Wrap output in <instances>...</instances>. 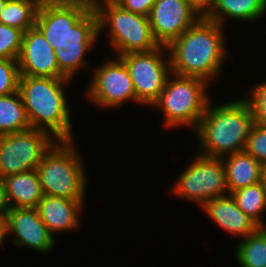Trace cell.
I'll return each instance as SVG.
<instances>
[{"mask_svg":"<svg viewBox=\"0 0 266 267\" xmlns=\"http://www.w3.org/2000/svg\"><path fill=\"white\" fill-rule=\"evenodd\" d=\"M19 66L16 59L0 60V96H6L18 91Z\"/></svg>","mask_w":266,"mask_h":267,"instance_id":"obj_25","label":"cell"},{"mask_svg":"<svg viewBox=\"0 0 266 267\" xmlns=\"http://www.w3.org/2000/svg\"><path fill=\"white\" fill-rule=\"evenodd\" d=\"M210 82L171 73L163 91L152 105L163 112L166 127L186 126L195 130L210 102L207 93Z\"/></svg>","mask_w":266,"mask_h":267,"instance_id":"obj_6","label":"cell"},{"mask_svg":"<svg viewBox=\"0 0 266 267\" xmlns=\"http://www.w3.org/2000/svg\"><path fill=\"white\" fill-rule=\"evenodd\" d=\"M253 87L245 98L252 108L255 123L266 126V81Z\"/></svg>","mask_w":266,"mask_h":267,"instance_id":"obj_27","label":"cell"},{"mask_svg":"<svg viewBox=\"0 0 266 267\" xmlns=\"http://www.w3.org/2000/svg\"><path fill=\"white\" fill-rule=\"evenodd\" d=\"M237 206L259 227H266L263 213L266 210V188L262 182L241 188L231 193Z\"/></svg>","mask_w":266,"mask_h":267,"instance_id":"obj_22","label":"cell"},{"mask_svg":"<svg viewBox=\"0 0 266 267\" xmlns=\"http://www.w3.org/2000/svg\"><path fill=\"white\" fill-rule=\"evenodd\" d=\"M70 79L20 76L18 92L31 128L48 132L55 140H74L65 87Z\"/></svg>","mask_w":266,"mask_h":267,"instance_id":"obj_4","label":"cell"},{"mask_svg":"<svg viewBox=\"0 0 266 267\" xmlns=\"http://www.w3.org/2000/svg\"><path fill=\"white\" fill-rule=\"evenodd\" d=\"M229 194L261 181L262 164L245 150L222 157Z\"/></svg>","mask_w":266,"mask_h":267,"instance_id":"obj_19","label":"cell"},{"mask_svg":"<svg viewBox=\"0 0 266 267\" xmlns=\"http://www.w3.org/2000/svg\"><path fill=\"white\" fill-rule=\"evenodd\" d=\"M192 4L204 15L216 0H190Z\"/></svg>","mask_w":266,"mask_h":267,"instance_id":"obj_31","label":"cell"},{"mask_svg":"<svg viewBox=\"0 0 266 267\" xmlns=\"http://www.w3.org/2000/svg\"><path fill=\"white\" fill-rule=\"evenodd\" d=\"M261 182L266 188V163L262 164Z\"/></svg>","mask_w":266,"mask_h":267,"instance_id":"obj_33","label":"cell"},{"mask_svg":"<svg viewBox=\"0 0 266 267\" xmlns=\"http://www.w3.org/2000/svg\"><path fill=\"white\" fill-rule=\"evenodd\" d=\"M114 59L93 70L92 81L85 91L86 98L97 107L116 109L128 101L138 103L125 63L119 57Z\"/></svg>","mask_w":266,"mask_h":267,"instance_id":"obj_11","label":"cell"},{"mask_svg":"<svg viewBox=\"0 0 266 267\" xmlns=\"http://www.w3.org/2000/svg\"><path fill=\"white\" fill-rule=\"evenodd\" d=\"M10 208H36L44 197L37 170L4 178Z\"/></svg>","mask_w":266,"mask_h":267,"instance_id":"obj_17","label":"cell"},{"mask_svg":"<svg viewBox=\"0 0 266 267\" xmlns=\"http://www.w3.org/2000/svg\"><path fill=\"white\" fill-rule=\"evenodd\" d=\"M84 201L44 195L36 208L49 232L55 235L78 228Z\"/></svg>","mask_w":266,"mask_h":267,"instance_id":"obj_16","label":"cell"},{"mask_svg":"<svg viewBox=\"0 0 266 267\" xmlns=\"http://www.w3.org/2000/svg\"><path fill=\"white\" fill-rule=\"evenodd\" d=\"M176 181L171 192L199 204V207L211 199L229 194L222 158L198 153Z\"/></svg>","mask_w":266,"mask_h":267,"instance_id":"obj_8","label":"cell"},{"mask_svg":"<svg viewBox=\"0 0 266 267\" xmlns=\"http://www.w3.org/2000/svg\"><path fill=\"white\" fill-rule=\"evenodd\" d=\"M30 128L31 124L19 92L0 96V135Z\"/></svg>","mask_w":266,"mask_h":267,"instance_id":"obj_20","label":"cell"},{"mask_svg":"<svg viewBox=\"0 0 266 267\" xmlns=\"http://www.w3.org/2000/svg\"><path fill=\"white\" fill-rule=\"evenodd\" d=\"M69 2H77L88 5L90 8H95L100 3L106 2L108 0H63Z\"/></svg>","mask_w":266,"mask_h":267,"instance_id":"obj_32","label":"cell"},{"mask_svg":"<svg viewBox=\"0 0 266 267\" xmlns=\"http://www.w3.org/2000/svg\"><path fill=\"white\" fill-rule=\"evenodd\" d=\"M35 26L54 49L59 72L72 81L87 66L85 55L99 38L95 9L77 2L42 0Z\"/></svg>","mask_w":266,"mask_h":267,"instance_id":"obj_1","label":"cell"},{"mask_svg":"<svg viewBox=\"0 0 266 267\" xmlns=\"http://www.w3.org/2000/svg\"><path fill=\"white\" fill-rule=\"evenodd\" d=\"M17 62L20 76L68 79L59 72L54 49L36 26L23 33Z\"/></svg>","mask_w":266,"mask_h":267,"instance_id":"obj_13","label":"cell"},{"mask_svg":"<svg viewBox=\"0 0 266 267\" xmlns=\"http://www.w3.org/2000/svg\"><path fill=\"white\" fill-rule=\"evenodd\" d=\"M202 16L190 0H156L148 19L155 40L168 46Z\"/></svg>","mask_w":266,"mask_h":267,"instance_id":"obj_12","label":"cell"},{"mask_svg":"<svg viewBox=\"0 0 266 267\" xmlns=\"http://www.w3.org/2000/svg\"><path fill=\"white\" fill-rule=\"evenodd\" d=\"M23 31L0 23V60L16 59L19 56Z\"/></svg>","mask_w":266,"mask_h":267,"instance_id":"obj_24","label":"cell"},{"mask_svg":"<svg viewBox=\"0 0 266 267\" xmlns=\"http://www.w3.org/2000/svg\"><path fill=\"white\" fill-rule=\"evenodd\" d=\"M9 203L6 195V185L4 178L0 176V212H7L9 210Z\"/></svg>","mask_w":266,"mask_h":267,"instance_id":"obj_29","label":"cell"},{"mask_svg":"<svg viewBox=\"0 0 266 267\" xmlns=\"http://www.w3.org/2000/svg\"><path fill=\"white\" fill-rule=\"evenodd\" d=\"M240 241L234 255L241 267H266V227H259Z\"/></svg>","mask_w":266,"mask_h":267,"instance_id":"obj_21","label":"cell"},{"mask_svg":"<svg viewBox=\"0 0 266 267\" xmlns=\"http://www.w3.org/2000/svg\"><path fill=\"white\" fill-rule=\"evenodd\" d=\"M9 234L7 212H0V245Z\"/></svg>","mask_w":266,"mask_h":267,"instance_id":"obj_30","label":"cell"},{"mask_svg":"<svg viewBox=\"0 0 266 267\" xmlns=\"http://www.w3.org/2000/svg\"><path fill=\"white\" fill-rule=\"evenodd\" d=\"M94 9L99 36L104 30H109L108 39L117 57L132 52H148L160 46L153 36L148 16L128 11L114 0L100 3Z\"/></svg>","mask_w":266,"mask_h":267,"instance_id":"obj_7","label":"cell"},{"mask_svg":"<svg viewBox=\"0 0 266 267\" xmlns=\"http://www.w3.org/2000/svg\"><path fill=\"white\" fill-rule=\"evenodd\" d=\"M265 14L266 0H216L203 16L224 26L225 19L253 22Z\"/></svg>","mask_w":266,"mask_h":267,"instance_id":"obj_18","label":"cell"},{"mask_svg":"<svg viewBox=\"0 0 266 267\" xmlns=\"http://www.w3.org/2000/svg\"><path fill=\"white\" fill-rule=\"evenodd\" d=\"M41 1L7 0L0 15V23L26 32L35 26L36 14Z\"/></svg>","mask_w":266,"mask_h":267,"instance_id":"obj_23","label":"cell"},{"mask_svg":"<svg viewBox=\"0 0 266 267\" xmlns=\"http://www.w3.org/2000/svg\"><path fill=\"white\" fill-rule=\"evenodd\" d=\"M225 26L202 16L168 46L171 73L214 80L227 57Z\"/></svg>","mask_w":266,"mask_h":267,"instance_id":"obj_2","label":"cell"},{"mask_svg":"<svg viewBox=\"0 0 266 267\" xmlns=\"http://www.w3.org/2000/svg\"><path fill=\"white\" fill-rule=\"evenodd\" d=\"M122 8L133 13L148 16L156 0H114Z\"/></svg>","mask_w":266,"mask_h":267,"instance_id":"obj_28","label":"cell"},{"mask_svg":"<svg viewBox=\"0 0 266 267\" xmlns=\"http://www.w3.org/2000/svg\"><path fill=\"white\" fill-rule=\"evenodd\" d=\"M245 151L260 164L266 163V126L254 124L247 139Z\"/></svg>","mask_w":266,"mask_h":267,"instance_id":"obj_26","label":"cell"},{"mask_svg":"<svg viewBox=\"0 0 266 267\" xmlns=\"http://www.w3.org/2000/svg\"><path fill=\"white\" fill-rule=\"evenodd\" d=\"M7 0H0V15H1V12L6 4Z\"/></svg>","mask_w":266,"mask_h":267,"instance_id":"obj_34","label":"cell"},{"mask_svg":"<svg viewBox=\"0 0 266 267\" xmlns=\"http://www.w3.org/2000/svg\"><path fill=\"white\" fill-rule=\"evenodd\" d=\"M75 140H56L36 170L44 195L85 200L87 174Z\"/></svg>","mask_w":266,"mask_h":267,"instance_id":"obj_5","label":"cell"},{"mask_svg":"<svg viewBox=\"0 0 266 267\" xmlns=\"http://www.w3.org/2000/svg\"><path fill=\"white\" fill-rule=\"evenodd\" d=\"M215 224L228 234L245 238L259 226L236 204L233 196L227 194L206 202L201 207Z\"/></svg>","mask_w":266,"mask_h":267,"instance_id":"obj_15","label":"cell"},{"mask_svg":"<svg viewBox=\"0 0 266 267\" xmlns=\"http://www.w3.org/2000/svg\"><path fill=\"white\" fill-rule=\"evenodd\" d=\"M55 141L48 132L35 128L0 135V176L36 170Z\"/></svg>","mask_w":266,"mask_h":267,"instance_id":"obj_10","label":"cell"},{"mask_svg":"<svg viewBox=\"0 0 266 267\" xmlns=\"http://www.w3.org/2000/svg\"><path fill=\"white\" fill-rule=\"evenodd\" d=\"M167 46L148 52H132L118 56L126 65L138 104L152 106L163 91L171 74L170 58H164Z\"/></svg>","mask_w":266,"mask_h":267,"instance_id":"obj_9","label":"cell"},{"mask_svg":"<svg viewBox=\"0 0 266 267\" xmlns=\"http://www.w3.org/2000/svg\"><path fill=\"white\" fill-rule=\"evenodd\" d=\"M8 230L15 235L13 243L38 253H49L55 245L53 236L41 220L37 208H9Z\"/></svg>","mask_w":266,"mask_h":267,"instance_id":"obj_14","label":"cell"},{"mask_svg":"<svg viewBox=\"0 0 266 267\" xmlns=\"http://www.w3.org/2000/svg\"><path fill=\"white\" fill-rule=\"evenodd\" d=\"M255 124L252 108L245 97L230 103L211 105V100L194 130L199 154L222 158L245 150Z\"/></svg>","mask_w":266,"mask_h":267,"instance_id":"obj_3","label":"cell"}]
</instances>
